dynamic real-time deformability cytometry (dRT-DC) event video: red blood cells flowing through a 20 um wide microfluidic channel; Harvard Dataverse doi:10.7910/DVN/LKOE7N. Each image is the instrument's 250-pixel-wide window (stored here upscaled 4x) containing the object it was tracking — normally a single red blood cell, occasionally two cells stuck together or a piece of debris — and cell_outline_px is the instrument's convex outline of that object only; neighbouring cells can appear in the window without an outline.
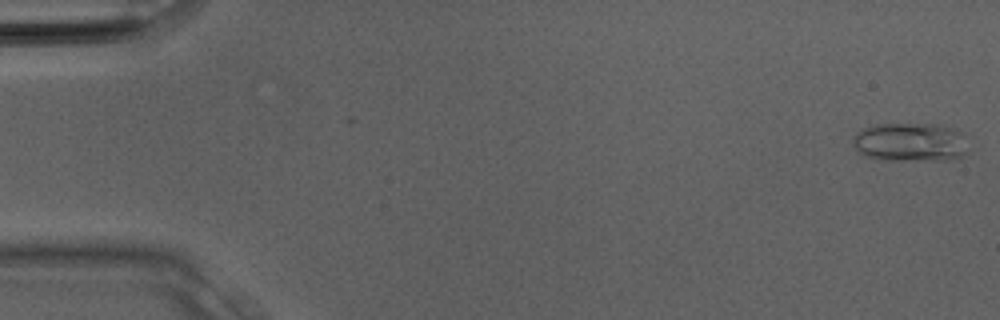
{"species": "Egyptian fruit bat (a non-hibernating species)", "species_latin": "Rousettus aegyptiacus", "temperature_condition": "room temperature", "stored_images_in_passage": 2, "camera_frame_rate_fps": 3000, "um_per_image_px": 0.085, "animal": {"sex": "male"}, "frame": {"image": 1, "passage_image": 1, "time_ms": 0.0, "image_size_px": [1000, 320], "cell_outline_px": [[964, 152], [960, 156], [948, 160], [888, 160], [864, 156], [852, 144], [852, 136], [856, 132], [864, 128], [876, 124], [944, 124], [960, 132]], "centroid_in_image_um": [77.27, 12.07], "position_along_channel_um": 7.7, "area_um2": 25.78}}